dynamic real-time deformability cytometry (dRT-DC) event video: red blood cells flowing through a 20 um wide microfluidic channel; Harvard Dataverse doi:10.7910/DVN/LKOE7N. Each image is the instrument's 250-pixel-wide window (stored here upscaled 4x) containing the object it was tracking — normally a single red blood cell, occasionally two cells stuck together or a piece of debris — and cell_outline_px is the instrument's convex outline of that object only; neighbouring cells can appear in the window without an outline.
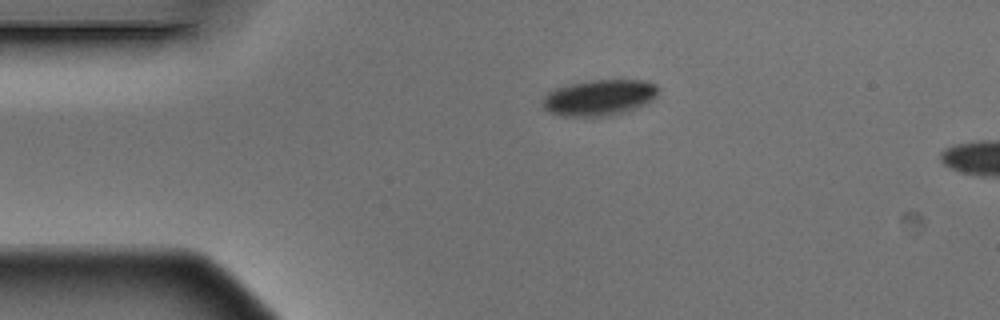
{"species": "Egyptian fruit bat (a non-hibernating species)", "species_latin": "Rousettus aegyptiacus", "temperature_condition": "warm", "stored_images_in_passage": 2, "camera_frame_rate_fps": 3000, "um_per_image_px": 0.085, "animal": {"sex": "male"}, "frame": {"image": 1, "passage_image": 1, "time_ms": 0.0, "image_size_px": [1000, 320], "cell_outline_px": [[660, 88], [656, 96], [652, 100], [636, 108], [624, 112], [604, 116], [564, 116], [552, 112], [544, 108], [544, 96], [548, 92], [556, 88], [568, 84], [588, 80], [644, 80], [656, 84]], "centroid_in_image_um": [50.97, 8.27], "position_along_channel_um": 34.0, "area_um2": 24.1}}